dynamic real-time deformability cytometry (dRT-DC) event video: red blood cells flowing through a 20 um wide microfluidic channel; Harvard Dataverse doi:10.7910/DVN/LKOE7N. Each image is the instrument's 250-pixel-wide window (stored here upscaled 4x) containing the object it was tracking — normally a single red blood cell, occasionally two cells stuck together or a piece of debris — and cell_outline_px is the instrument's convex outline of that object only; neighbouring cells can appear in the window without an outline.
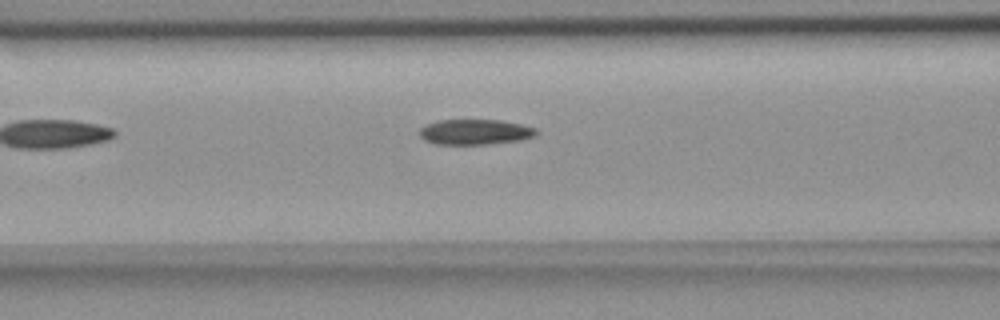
{"species": "common noctule bat (a hibernating species)", "species_latin": "Nyctalus noctula", "temperature_condition": "room temperature", "stored_images_in_passage": 7, "camera_frame_rate_fps": 3000, "um_per_image_px": 0.085, "animal": {"sex": "female", "body_mass_g": 18.4}, "frame": {"image": 1, "passage_image": 7, "time_ms": 8.333, "image_size_px": [1000, 320], "cell_outline_px": [[540, 132], [536, 136], [520, 140], [488, 144], [436, 144], [424, 140], [420, 136], [420, 128], [428, 124], [440, 120], [500, 120], [520, 124], [536, 128]], "centroid_in_image_um": [40.42, 11.22], "position_along_channel_um": 126.2, "area_um2": 17.22}}